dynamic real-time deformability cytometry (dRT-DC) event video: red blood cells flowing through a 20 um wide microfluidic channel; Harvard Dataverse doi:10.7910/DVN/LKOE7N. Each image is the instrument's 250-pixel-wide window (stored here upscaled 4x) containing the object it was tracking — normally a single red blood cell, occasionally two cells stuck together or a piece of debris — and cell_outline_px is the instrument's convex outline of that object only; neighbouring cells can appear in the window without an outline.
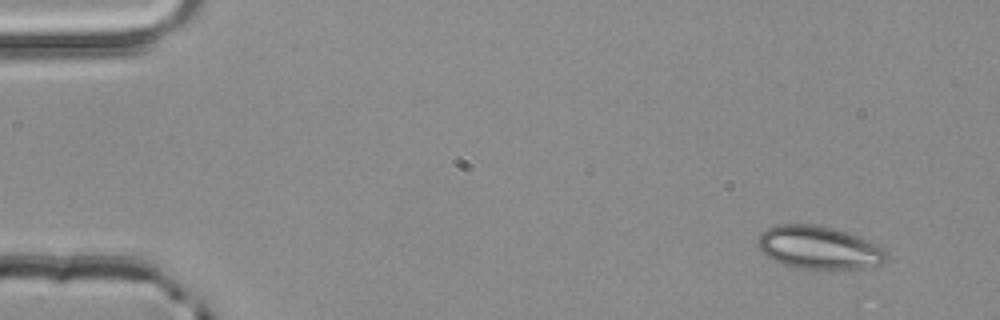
{"species": "common noctule bat (a hibernating species)", "species_latin": "Nyctalus noctula", "temperature_condition": "room temperature", "stored_images_in_passage": 3, "camera_frame_rate_fps": 3000, "um_per_image_px": 0.085, "animal": {"sex": "male", "body_mass_g": 20.4}, "frame": {"image": 1, "passage_image": 1, "time_ms": 0.0, "image_size_px": [1000, 320], "cell_outline_px": [[888, 256], [880, 264], [860, 268], [832, 272], [800, 268], [784, 264], [768, 256], [760, 248], [760, 236], [768, 228], [776, 224], [812, 224], [832, 228], [860, 236], [884, 248], [888, 252]], "centroid_in_image_um": [69.69, 21.08], "position_along_channel_um": 15.3, "area_um2": 32.37}}